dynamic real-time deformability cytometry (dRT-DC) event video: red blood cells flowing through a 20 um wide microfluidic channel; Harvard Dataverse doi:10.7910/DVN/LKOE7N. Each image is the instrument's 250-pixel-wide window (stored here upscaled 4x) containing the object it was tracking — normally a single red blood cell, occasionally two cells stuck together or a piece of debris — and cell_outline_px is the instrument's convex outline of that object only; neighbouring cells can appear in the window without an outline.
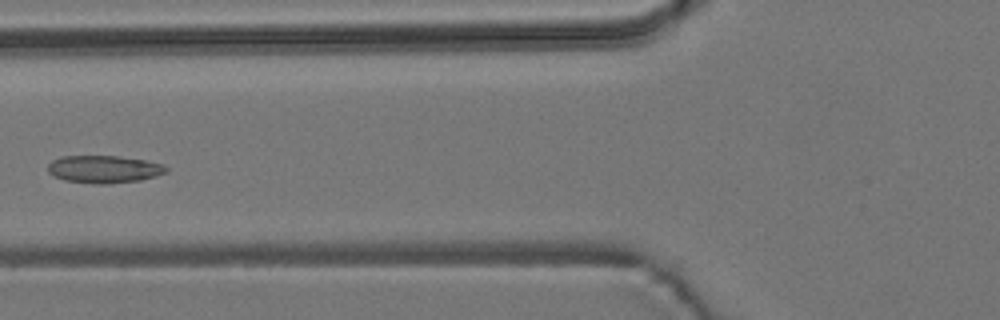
{"species": "common noctule bat (a hibernating species)", "species_latin": "Nyctalus noctula", "temperature_condition": "room temperature", "stored_images_in_passage": 6, "camera_frame_rate_fps": 3000, "um_per_image_px": 0.085, "animal": {"sex": "male", "body_mass_g": 19.2, "forearm_length_mm": 51.8}, "frame": {"image": 1, "passage_image": 6, "time_ms": 6.0, "image_size_px": [1000, 320], "cell_outline_px": [[168, 172], [156, 176], [140, 180], [108, 184], [96, 184], [64, 180], [52, 176], [48, 172], [48, 164], [52, 160], [60, 156], [116, 156], [144, 160], [164, 164], [168, 168]], "centroid_in_image_um": [8.83, 14.38], "position_along_channel_um": 117.0, "area_um2": 19.13}}